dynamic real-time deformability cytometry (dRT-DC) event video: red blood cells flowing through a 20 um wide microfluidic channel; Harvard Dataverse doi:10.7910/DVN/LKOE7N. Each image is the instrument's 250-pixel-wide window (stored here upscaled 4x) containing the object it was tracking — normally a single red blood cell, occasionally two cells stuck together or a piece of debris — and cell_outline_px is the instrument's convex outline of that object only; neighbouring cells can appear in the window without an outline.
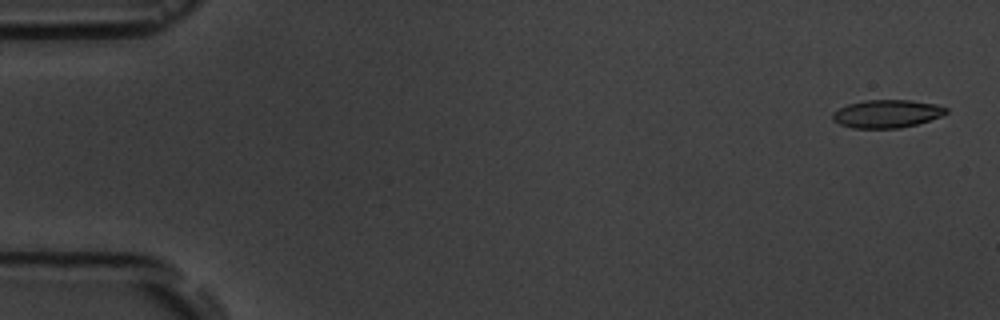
{"species": "common noctule bat (a hibernating species)", "species_latin": "Nyctalus noctula", "temperature_condition": "room temperature", "stored_images_in_passage": 5, "camera_frame_rate_fps": 3000, "um_per_image_px": 0.085, "animal": {"sex": "male", "body_mass_g": 19.5, "forearm_length_mm": 54.6}, "frame": {"image": 1, "passage_image": 1, "time_ms": 0.0, "image_size_px": [1000, 320], "cell_outline_px": [[948, 112], [940, 116], [916, 124], [900, 128], [852, 128], [840, 124], [832, 120], [832, 112], [848, 104], [864, 100], [908, 100], [936, 104], [948, 108]], "centroid_in_image_um": [75.36, 9.67], "position_along_channel_um": 9.6, "area_um2": 18.44}}
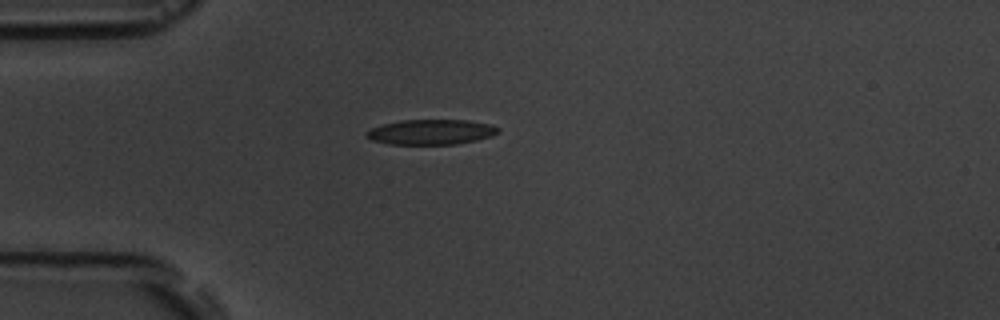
{"frame": {"image": 2, "passage_image": 5, "time_ms": 4.333, "image_size_px": [1000, 320], "cell_outline_px": [[500, 128], [492, 136], [476, 140], [456, 144], [388, 144], [372, 140], [364, 136], [364, 132], [372, 128], [384, 124], [404, 120], [468, 120], [488, 124]], "centroid_in_image_um": [36.6, 11.22], "position_along_channel_um": 48.4, "area_um2": 19.13}}